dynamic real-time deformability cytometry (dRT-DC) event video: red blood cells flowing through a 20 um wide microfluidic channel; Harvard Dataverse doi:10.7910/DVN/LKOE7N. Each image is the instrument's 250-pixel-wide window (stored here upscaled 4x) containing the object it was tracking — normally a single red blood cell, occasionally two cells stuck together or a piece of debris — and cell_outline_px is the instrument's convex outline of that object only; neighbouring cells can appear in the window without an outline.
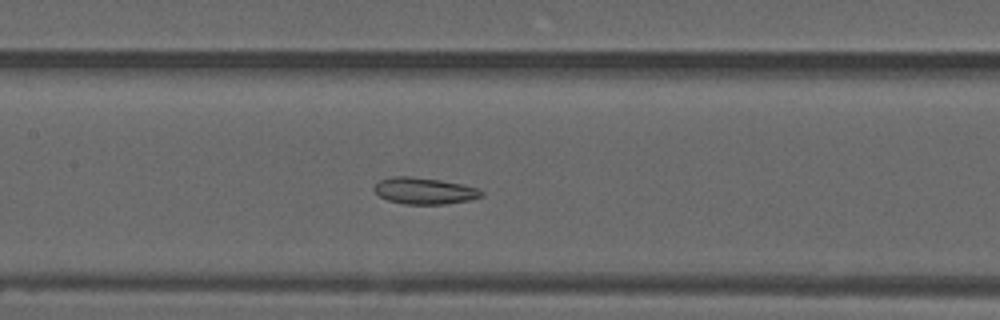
{"species": "common noctule bat (a hibernating species)", "species_latin": "Nyctalus noctula", "temperature_condition": "warm", "stored_images_in_passage": 53, "camera_frame_rate_fps": 3000, "um_per_image_px": 0.085, "animal": {"sex": "male", "forearm_length_mm": 52.5}, "frame": {"image": 1, "passage_image": 24, "time_ms": 7.667, "image_size_px": [1000, 320], "cell_outline_px": [[484, 196], [472, 200], [444, 204], [404, 204], [388, 200], [380, 196], [372, 188], [380, 180], [392, 176], [412, 176], [440, 180], [460, 184], [476, 188], [484, 192]], "centroid_in_image_um": [36.08, 16.22], "position_along_channel_um": 171.3, "area_um2": 16.59}}
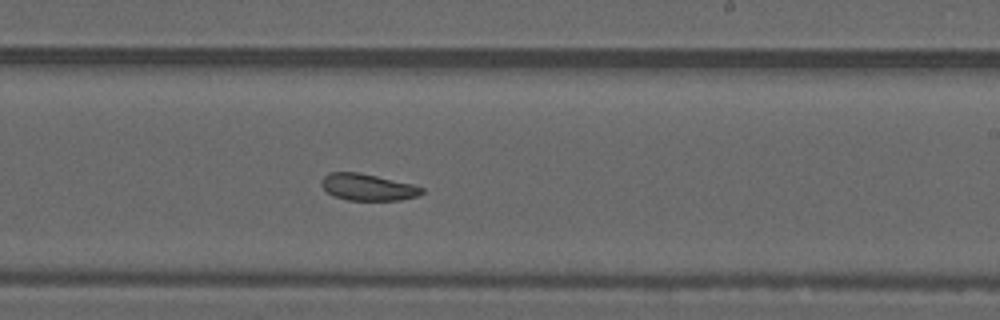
{"frame": {"image": 2, "passage_image": 31, "time_ms": 10.0, "image_size_px": [1000, 320], "cell_outline_px": [[424, 192], [420, 196], [400, 200], [348, 200], [332, 196], [320, 184], [320, 180], [328, 172], [356, 172], [376, 176], [412, 184], [424, 188]], "centroid_in_image_um": [31.25, 15.91], "position_along_channel_um": 257.7, "area_um2": 15.66}}
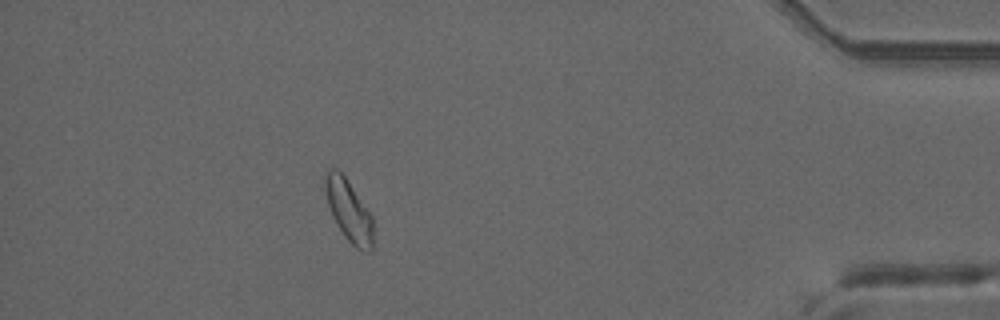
{"frame": {"image": 3, "passage_image": 47, "time_ms": 15.333, "image_size_px": [1000, 320], "cell_outline_px": [[372, 248], [368, 252], [360, 252], [344, 236], [336, 224], [332, 216], [324, 192], [324, 172], [328, 168], [336, 168], [344, 176], [372, 216]], "centroid_in_image_um": [29.6, 17.89], "position_along_channel_um": 405.6, "area_um2": 17.22}, "authors_computed_cell_mechanics": {"area_um2": 17.2244, "velocity_mm_per_s": 3.7242, "shape_relaxation_time_tau1_ms": null, "shape_relaxation_time_tau2_ms": 7.9265, "deformation_change_tau1": null, "deformation_change_tau2": 0.1447}}